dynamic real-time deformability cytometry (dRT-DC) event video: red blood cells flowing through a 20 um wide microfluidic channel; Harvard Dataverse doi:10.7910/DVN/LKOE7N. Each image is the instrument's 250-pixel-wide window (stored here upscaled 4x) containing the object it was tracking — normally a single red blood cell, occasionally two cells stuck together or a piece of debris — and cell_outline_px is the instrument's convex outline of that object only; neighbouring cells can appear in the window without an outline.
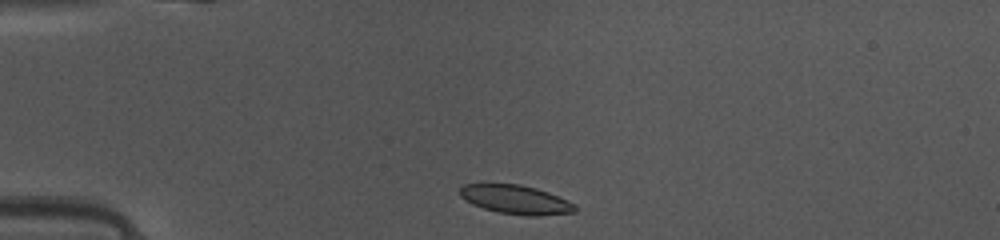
{"species": "common noctule bat (a hibernating species)", "species_latin": "Nyctalus noctula", "temperature_condition": "warm", "stored_images_in_passage": 37, "camera_frame_rate_fps": 3000, "um_per_image_px": 0.085, "animal": {"sex": "female", "body_mass_g": 10.0, "forearm_length_mm": 53.1}, "frame": {"image": 1, "passage_image": 1, "time_ms": 0.0, "image_size_px": [1000, 240], "cell_outline_px": [[576, 212], [540, 216], [528, 216], [500, 212], [484, 208], [472, 204], [464, 200], [460, 196], [460, 188], [464, 184], [520, 184], [536, 188], [548, 192], [576, 204]], "centroid_in_image_um": [43.86, 16.97], "position_along_channel_um": 41.1, "area_um2": 19.36}}
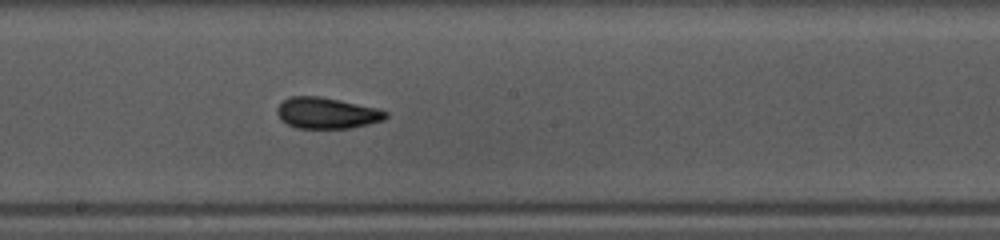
{"frame": {"image": 2, "passage_image": 16, "time_ms": 5.0, "image_size_px": [1000, 240], "cell_outline_px": [[388, 116], [384, 120], [352, 128], [296, 128], [280, 120], [276, 112], [276, 108], [284, 100], [292, 96], [320, 96], [340, 100], [376, 108], [388, 112]], "centroid_in_image_um": [27.76, 9.61], "position_along_channel_um": 220.4, "area_um2": 19.71}}
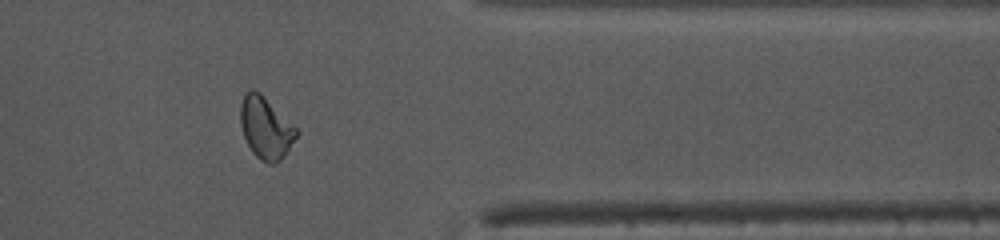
{"frame": {"image": 3, "passage_image": 29, "time_ms": 9.333, "image_size_px": [1000, 240], "cell_outline_px": [[296, 136], [280, 160], [276, 164], [268, 164], [260, 160], [252, 152], [244, 136], [240, 124], [240, 104], [244, 96], [248, 92], [260, 92], [296, 128]], "centroid_in_image_um": [22.55, 10.9], "position_along_channel_um": 388.9, "area_um2": 19.54}, "authors_computed_cell_mechanics": {"area_um2": 19.9988, "velocity_mm_per_s": 4.1296, "shape_relaxation_time_tau1_ms": 3.9605, "shape_relaxation_time_tau2_ms": 1.6351, "deformation_change_tau1": 0.1231, "deformation_change_tau2": 0.0757}}